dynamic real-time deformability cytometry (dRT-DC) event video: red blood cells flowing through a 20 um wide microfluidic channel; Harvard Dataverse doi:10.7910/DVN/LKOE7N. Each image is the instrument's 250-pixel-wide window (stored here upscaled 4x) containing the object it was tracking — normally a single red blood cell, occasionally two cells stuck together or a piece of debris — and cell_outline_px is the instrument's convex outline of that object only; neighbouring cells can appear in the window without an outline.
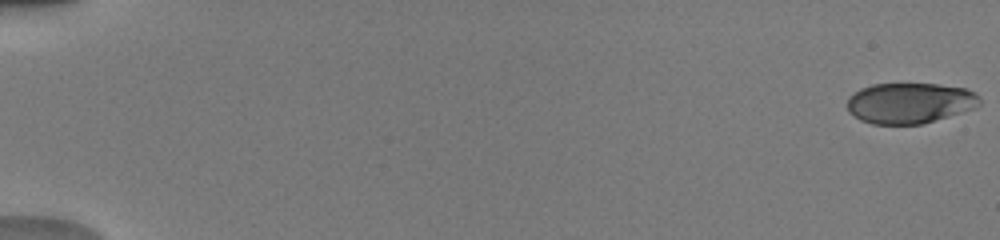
{"species": "human", "species_latin": "Homo sapiens", "temperature_condition": "warm", "stored_images_in_passage": 10, "camera_frame_rate_fps": 3000, "um_per_image_px": 0.085, "donor": {"sex": "male"}, "frame": {"image": 1, "passage_image": 1, "time_ms": 0.0, "image_size_px": [1000, 240], "cell_outline_px": [[980, 104], [976, 108], [920, 124], [872, 124], [860, 120], [848, 112], [848, 96], [860, 88], [872, 84], [940, 84], [964, 88], [976, 92], [980, 96]], "centroid_in_image_um": [77.33, 8.75], "position_along_channel_um": 7.7, "area_um2": 31.5}}
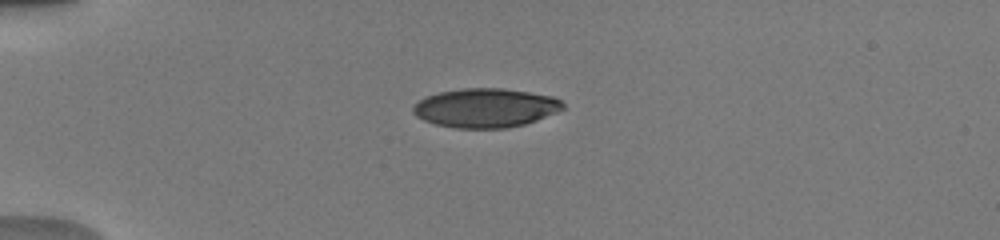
{"frame": {"image": 2, "passage_image": 7, "time_ms": 4.667, "image_size_px": [1000, 240], "cell_outline_px": [[564, 108], [556, 112], [536, 120], [524, 124], [508, 128], [456, 128], [436, 124], [424, 120], [416, 116], [412, 112], [412, 108], [424, 96], [440, 92], [464, 88], [504, 88], [552, 96], [560, 100], [564, 104]], "centroid_in_image_um": [41.25, 9.17], "position_along_channel_um": 43.7, "area_um2": 33.99}}
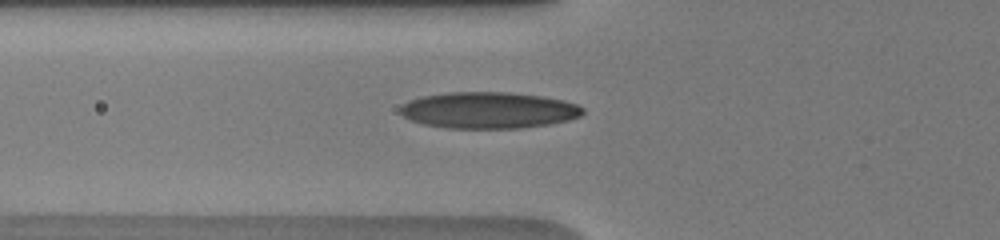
{"frame": {"image": 3, "passage_image": 10, "time_ms": 6.667, "image_size_px": [1000, 240], "cell_outline_px": [[584, 112], [580, 116], [568, 120], [548, 124], [520, 128], [448, 128], [424, 124], [412, 120], [404, 116], [400, 112], [400, 108], [408, 100], [420, 96], [448, 92], [508, 92], [540, 96], [564, 100], [576, 104], [584, 108]], "centroid_in_image_um": [41.53, 9.36], "position_along_channel_um": 84.3, "area_um2": 38.67}}